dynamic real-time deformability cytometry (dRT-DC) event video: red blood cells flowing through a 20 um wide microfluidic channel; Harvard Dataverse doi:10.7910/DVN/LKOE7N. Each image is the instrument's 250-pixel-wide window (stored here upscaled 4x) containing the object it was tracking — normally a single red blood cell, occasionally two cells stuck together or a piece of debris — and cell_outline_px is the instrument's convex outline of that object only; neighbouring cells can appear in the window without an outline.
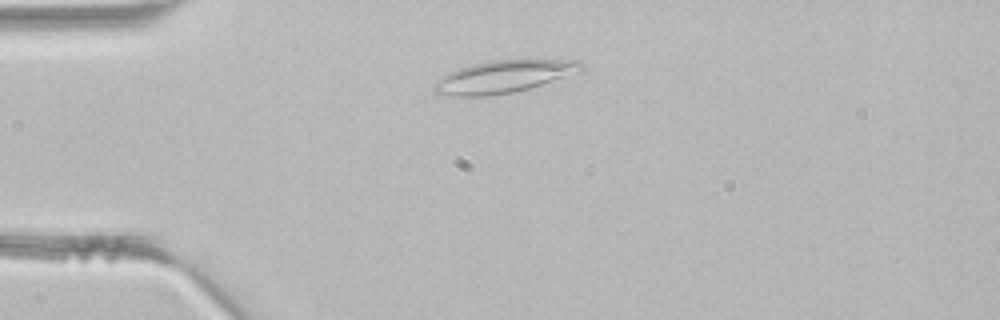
{"species": "common noctule bat (a hibernating species)", "species_latin": "Nyctalus noctula", "temperature_condition": "room temperature", "stored_images_in_passage": 2, "camera_frame_rate_fps": 3000, "um_per_image_px": 0.085, "animal": {"sex": "male", "body_mass_g": 21.5, "forearm_length_mm": 52.0}, "frame": {"image": 1, "passage_image": 2, "time_ms": 0.333, "image_size_px": [1000, 320], "cell_outline_px": [[584, 68], [580, 72], [528, 88], [512, 92], [488, 96], [456, 96], [436, 92], [432, 88], [436, 80], [448, 72], [472, 64], [496, 60], [576, 60], [584, 64]], "centroid_in_image_um": [42.81, 6.51], "position_along_channel_um": 42.2, "area_um2": 27.34}}